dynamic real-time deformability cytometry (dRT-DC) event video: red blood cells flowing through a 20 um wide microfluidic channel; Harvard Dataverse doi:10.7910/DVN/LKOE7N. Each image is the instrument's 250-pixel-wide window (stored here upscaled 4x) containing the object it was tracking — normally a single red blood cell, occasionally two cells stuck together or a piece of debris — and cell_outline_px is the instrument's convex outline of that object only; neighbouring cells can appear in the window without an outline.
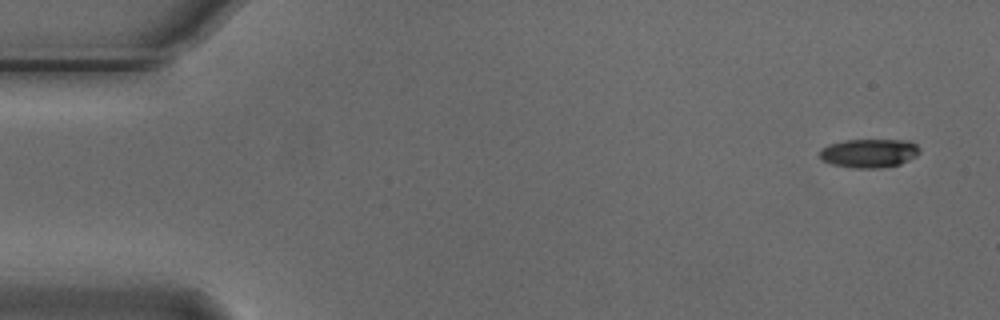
{"species": "Egyptian fruit bat (a non-hibernating species)", "species_latin": "Rousettus aegyptiacus", "temperature_condition": "cold", "stored_images_in_passage": 5, "camera_frame_rate_fps": 3000, "um_per_image_px": 0.085, "animal": {"sex": "male"}, "frame": {"image": 1, "passage_image": 1, "time_ms": 0.0, "image_size_px": [1000, 320], "cell_outline_px": [[920, 152], [916, 156], [900, 164], [880, 168], [856, 168], [832, 164], [824, 160], [820, 156], [820, 148], [844, 140], [912, 140], [920, 148]], "centroid_in_image_um": [73.92, 13.01], "position_along_channel_um": 11.1, "area_um2": 16.7}}
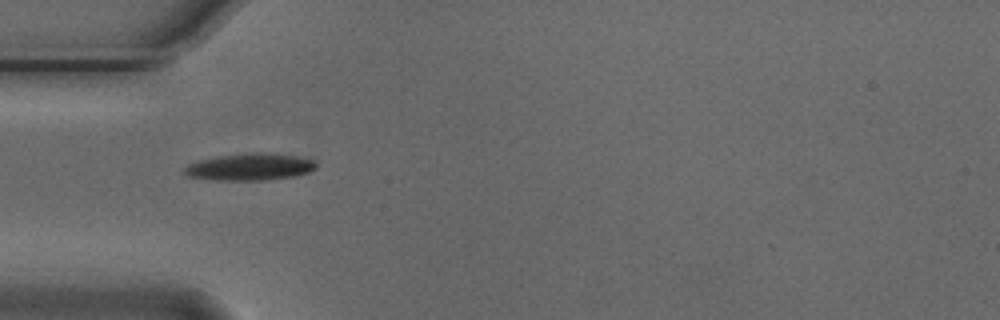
{"frame": {"image": 2, "passage_image": 5, "time_ms": 1.333, "image_size_px": [1000, 320], "cell_outline_px": [[316, 168], [308, 172], [296, 176], [264, 180], [216, 180], [188, 176], [184, 172], [184, 168], [188, 164], [200, 160], [216, 156], [252, 152], [260, 152], [296, 156], [316, 160]], "centroid_in_image_um": [21.26, 14.18], "position_along_channel_um": 63.7, "area_um2": 20.69}}